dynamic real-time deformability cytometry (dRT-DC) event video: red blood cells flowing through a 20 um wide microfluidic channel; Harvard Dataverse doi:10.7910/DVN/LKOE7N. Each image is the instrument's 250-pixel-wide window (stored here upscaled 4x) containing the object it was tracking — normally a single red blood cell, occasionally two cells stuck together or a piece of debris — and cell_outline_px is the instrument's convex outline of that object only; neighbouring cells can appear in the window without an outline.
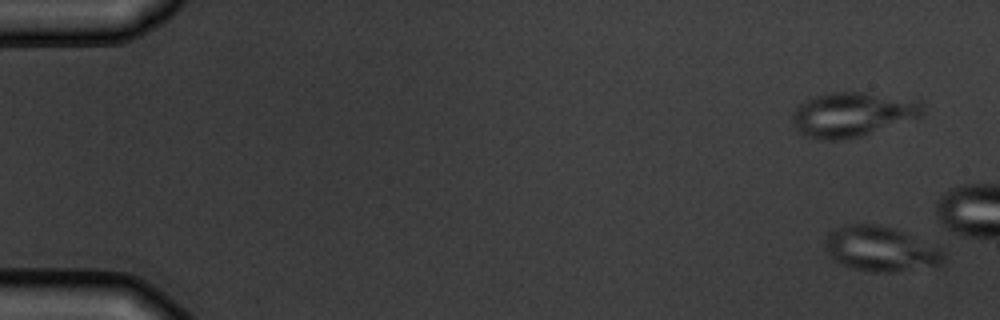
{"species": "common noctule bat (a hibernating species)", "species_latin": "Nyctalus noctula", "temperature_condition": "warm", "stored_images_in_passage": 6, "camera_frame_rate_fps": 3000, "um_per_image_px": 0.085, "animal": {"sex": "male", "body_mass_g": 19.5, "forearm_length_mm": 54.6}, "frame": {"image": 1, "passage_image": 1, "time_ms": 0.0, "image_size_px": [1000, 320], "cell_outline_px": [[944, 260], [936, 268], [888, 272], [872, 272], [852, 268], [840, 264], [832, 260], [828, 256], [824, 244], [824, 240], [832, 232], [848, 224], [876, 224], [896, 228], [944, 252]], "centroid_in_image_um": [74.84, 21.19], "position_along_channel_um": 10.2, "area_um2": 31.04}}